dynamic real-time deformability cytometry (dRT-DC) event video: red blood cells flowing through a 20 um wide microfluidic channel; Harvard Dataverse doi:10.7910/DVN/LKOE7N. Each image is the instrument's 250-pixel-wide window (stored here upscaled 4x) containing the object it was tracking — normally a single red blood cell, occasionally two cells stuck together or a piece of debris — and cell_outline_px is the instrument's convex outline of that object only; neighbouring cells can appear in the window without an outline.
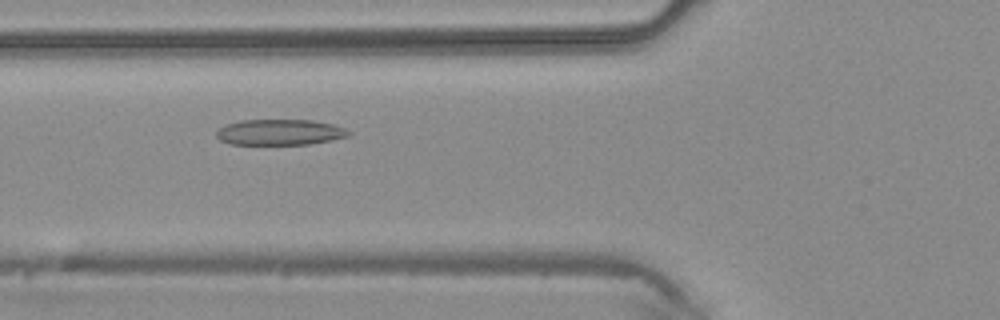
{"species": "common noctule bat (a hibernating species)", "species_latin": "Nyctalus noctula", "temperature_condition": "warm", "stored_images_in_passage": 41, "camera_frame_rate_fps": 3000, "um_per_image_px": 0.085, "animal": {"sex": "male", "body_mass_g": 20.4}, "frame": {"image": 1, "passage_image": 14, "time_ms": 4.333, "image_size_px": [1000, 320], "cell_outline_px": [[352, 132], [348, 136], [332, 140], [308, 144], [228, 144], [220, 140], [216, 136], [216, 132], [224, 124], [240, 120], [312, 120], [332, 124], [344, 128]], "centroid_in_image_um": [23.76, 11.23], "position_along_channel_um": 102.0, "area_um2": 19.88}}
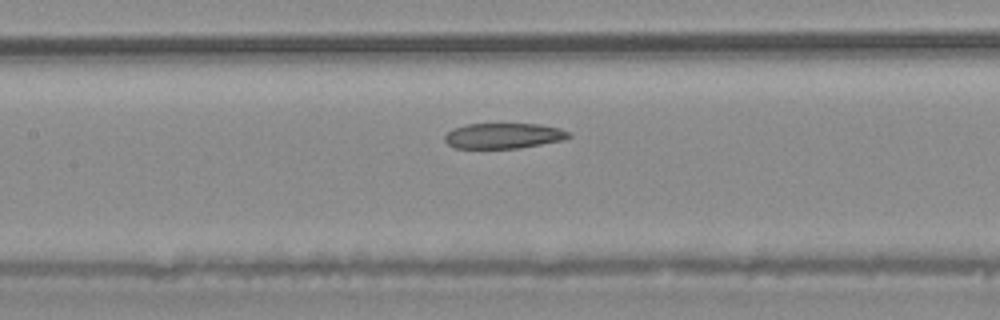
{"frame": {"image": 2, "passage_image": 18, "time_ms": 5.667, "image_size_px": [1000, 320], "cell_outline_px": [[572, 136], [564, 140], [520, 148], [452, 148], [444, 140], [444, 136], [452, 128], [468, 124], [540, 124], [560, 128], [572, 132]], "centroid_in_image_um": [42.83, 11.54], "position_along_channel_um": 164.6, "area_um2": 18.61}}
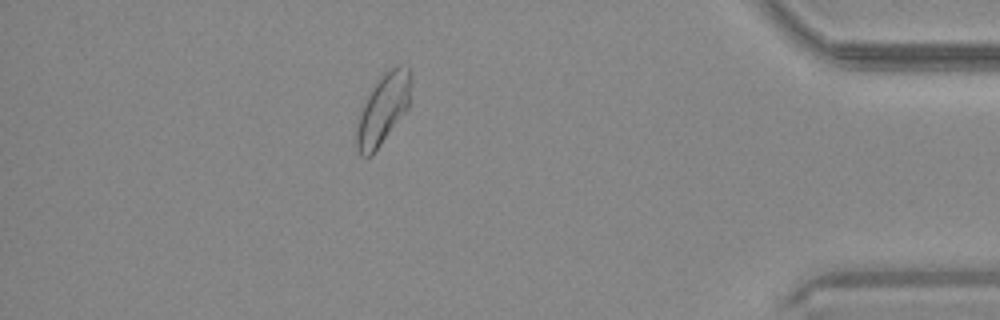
{"frame": {"image": 3, "passage_image": 36, "time_ms": 11.667, "image_size_px": [1000, 320], "cell_outline_px": [[412, 80], [408, 108], [372, 156], [360, 156], [356, 148], [356, 128], [360, 112], [372, 88], [380, 76], [384, 72], [396, 64], [408, 64]], "centroid_in_image_um": [32.58, 9.24], "position_along_channel_um": 402.6, "area_um2": 22.43}}